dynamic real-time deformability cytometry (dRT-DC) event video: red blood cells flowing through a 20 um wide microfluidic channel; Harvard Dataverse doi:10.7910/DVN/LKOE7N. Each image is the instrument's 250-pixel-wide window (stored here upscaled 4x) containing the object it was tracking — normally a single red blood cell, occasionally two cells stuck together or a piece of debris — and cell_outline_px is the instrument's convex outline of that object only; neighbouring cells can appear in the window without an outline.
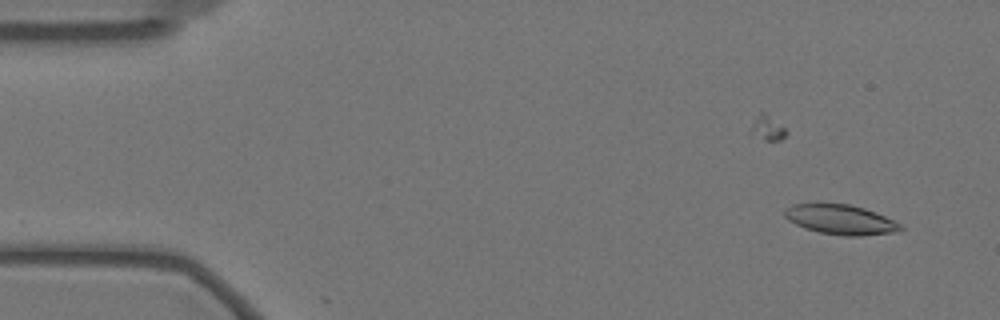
{"species": "Egyptian fruit bat (a non-hibernating species)", "species_latin": "Rousettus aegyptiacus", "temperature_condition": "warm", "stored_images_in_passage": 15, "camera_frame_rate_fps": 3000, "um_per_image_px": 0.085, "animal": {"sex": "female"}, "frame": {"image": 1, "passage_image": 3, "time_ms": 0.667, "image_size_px": [1000, 320], "cell_outline_px": [[904, 228], [900, 232], [860, 236], [844, 236], [820, 232], [804, 228], [788, 220], [784, 216], [784, 208], [792, 204], [816, 200], [848, 204], [864, 208], [876, 212], [900, 224]], "centroid_in_image_um": [71.38, 18.62], "position_along_channel_um": 13.6, "area_um2": 20.92}}
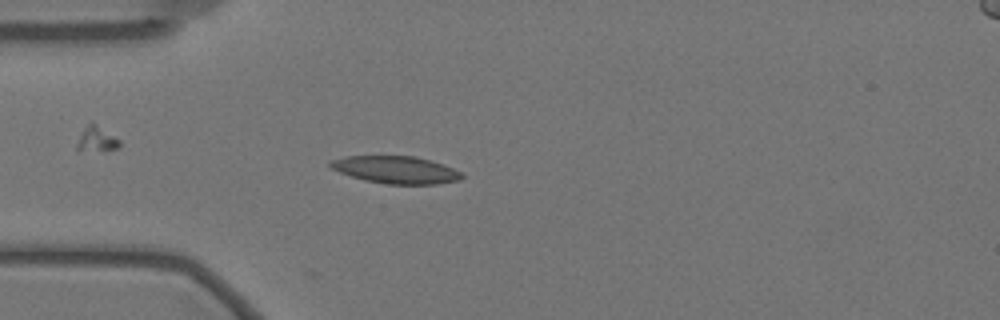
{"frame": {"image": 2, "passage_image": 15, "time_ms": 4.667, "image_size_px": [1000, 320], "cell_outline_px": [[464, 176], [460, 180], [436, 184], [388, 184], [364, 180], [340, 172], [332, 168], [328, 164], [328, 160], [348, 156], [416, 156], [444, 164], [460, 172]], "centroid_in_image_um": [33.65, 14.43], "position_along_channel_um": 51.4, "area_um2": 20.92}}